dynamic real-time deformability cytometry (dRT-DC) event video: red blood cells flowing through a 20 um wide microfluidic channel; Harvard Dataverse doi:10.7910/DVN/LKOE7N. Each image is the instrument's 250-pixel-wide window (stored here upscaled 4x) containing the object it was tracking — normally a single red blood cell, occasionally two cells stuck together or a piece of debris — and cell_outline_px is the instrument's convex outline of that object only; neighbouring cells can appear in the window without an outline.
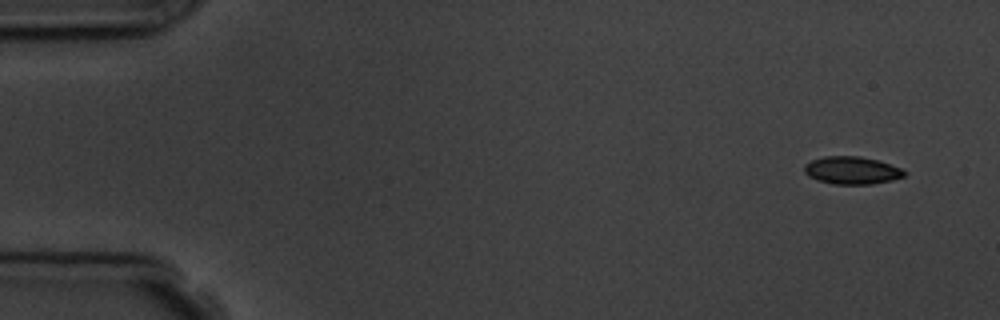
{"species": "common noctule bat (a hibernating species)", "species_latin": "Nyctalus noctula", "temperature_condition": "room temperature", "stored_images_in_passage": 5, "camera_frame_rate_fps": 3000, "um_per_image_px": 0.085, "animal": {"sex": "male", "body_mass_g": 19.5, "forearm_length_mm": 54.6}, "frame": {"image": 1, "passage_image": 1, "time_ms": 0.0, "image_size_px": [1000, 320], "cell_outline_px": [[908, 172], [904, 176], [892, 180], [872, 184], [832, 184], [816, 180], [808, 176], [804, 172], [804, 164], [812, 160], [824, 156], [860, 156], [876, 160], [900, 168]], "centroid_in_image_um": [72.37, 14.49], "position_along_channel_um": 12.6, "area_um2": 16.13}}